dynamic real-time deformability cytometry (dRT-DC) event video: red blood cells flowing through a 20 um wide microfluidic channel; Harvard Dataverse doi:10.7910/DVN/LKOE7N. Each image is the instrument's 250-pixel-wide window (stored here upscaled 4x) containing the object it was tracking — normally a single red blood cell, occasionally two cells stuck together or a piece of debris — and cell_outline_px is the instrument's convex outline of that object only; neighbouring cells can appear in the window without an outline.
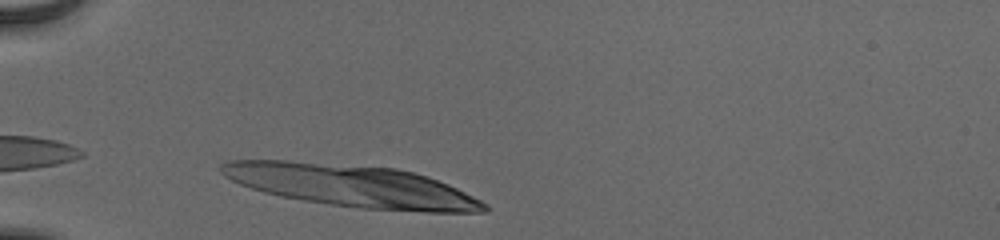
{"species": "human", "species_latin": "Homo sapiens", "temperature_condition": "cold", "stored_images_in_passage": 4, "camera_frame_rate_fps": 3000, "um_per_image_px": 0.085, "donor": {"sex": "male"}, "frame": {"image": 1, "passage_image": 1, "time_ms": 0.0, "image_size_px": [1000, 240], "cell_outline_px": [[488, 212], [424, 212], [360, 208], [304, 200], [280, 196], [264, 192], [240, 184], [224, 176], [220, 172], [220, 164], [228, 160], [288, 160], [396, 168], [428, 176], [448, 184], [488, 204]], "centroid_in_image_um": [29.9, 15.79], "position_along_channel_um": 55.1, "area_um2": 64.33}}